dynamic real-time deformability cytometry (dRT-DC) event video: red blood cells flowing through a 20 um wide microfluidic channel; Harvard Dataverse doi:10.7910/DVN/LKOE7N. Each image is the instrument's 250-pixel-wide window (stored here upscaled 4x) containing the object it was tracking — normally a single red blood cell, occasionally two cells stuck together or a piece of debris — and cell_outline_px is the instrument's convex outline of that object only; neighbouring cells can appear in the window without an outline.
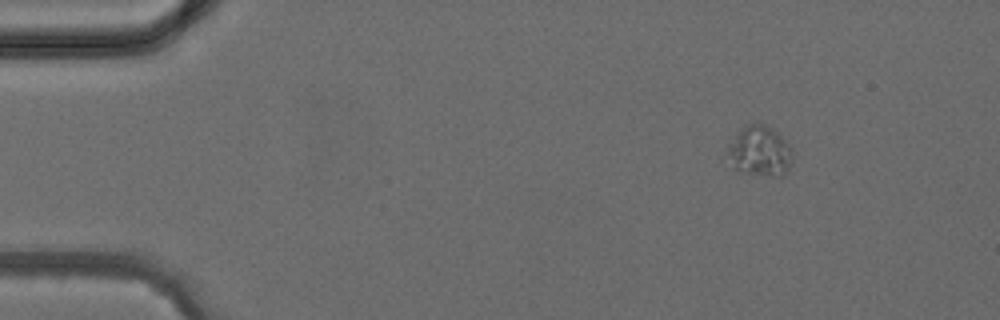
{"species": "common noctule bat (a hibernating species)", "species_latin": "Nyctalus noctula", "temperature_condition": "cold", "stored_images_in_passage": 2, "camera_frame_rate_fps": 3000, "um_per_image_px": 0.085, "animal": {"sex": "female", "body_mass_g": 24.6, "forearm_length_mm": 56.2}, "frame": {"image": 1, "passage_image": 1, "time_ms": 0.0, "image_size_px": [1000, 320], "cell_outline_px": [[792, 160], [788, 172], [784, 176], [772, 176], [736, 172], [724, 152], [728, 144], [736, 132], [752, 120], [756, 120], [772, 128], [792, 148]], "centroid_in_image_um": [64.53, 12.84], "position_along_channel_um": 20.5, "area_um2": 19.83}}